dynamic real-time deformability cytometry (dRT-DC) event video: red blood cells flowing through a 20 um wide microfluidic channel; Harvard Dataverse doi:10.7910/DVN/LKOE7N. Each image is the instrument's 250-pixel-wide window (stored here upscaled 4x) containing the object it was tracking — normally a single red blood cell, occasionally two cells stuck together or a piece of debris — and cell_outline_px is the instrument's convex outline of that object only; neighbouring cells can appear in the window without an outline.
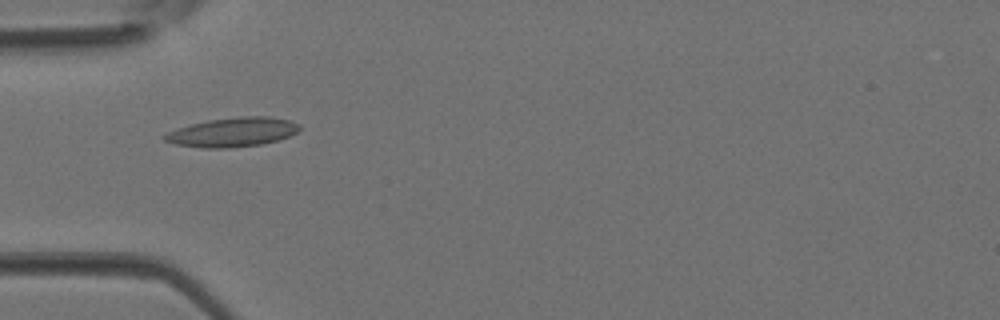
{"species": "Egyptian fruit bat (a non-hibernating species)", "species_latin": "Rousettus aegyptiacus", "temperature_condition": "room temperature", "stored_images_in_passage": 3, "camera_frame_rate_fps": 3000, "um_per_image_px": 0.085, "animal": {"sex": "female"}, "frame": {"image": 1, "passage_image": 2, "time_ms": 0.333, "image_size_px": [1000, 320], "cell_outline_px": [[300, 128], [296, 132], [288, 136], [276, 140], [260, 144], [228, 148], [200, 148], [176, 144], [164, 140], [160, 136], [176, 128], [208, 120], [240, 116], [268, 116], [288, 120], [300, 124]], "centroid_in_image_um": [19.73, 11.23], "position_along_channel_um": 65.3, "area_um2": 22.89}}
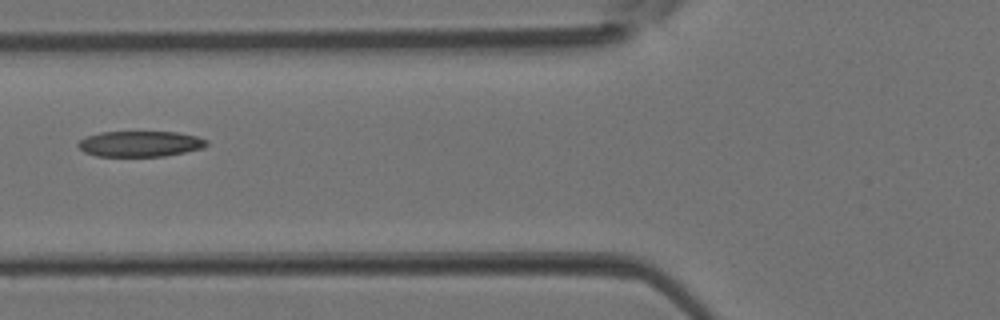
{"frame": {"image": 2, "passage_image": 3, "time_ms": 0.667, "image_size_px": [1000, 320], "cell_outline_px": [[208, 144], [204, 148], [164, 156], [96, 156], [84, 152], [76, 144], [84, 136], [100, 132], [176, 132], [196, 136], [208, 140]], "centroid_in_image_um": [11.89, 12.22], "position_along_channel_um": 113.9, "area_um2": 19.31}}